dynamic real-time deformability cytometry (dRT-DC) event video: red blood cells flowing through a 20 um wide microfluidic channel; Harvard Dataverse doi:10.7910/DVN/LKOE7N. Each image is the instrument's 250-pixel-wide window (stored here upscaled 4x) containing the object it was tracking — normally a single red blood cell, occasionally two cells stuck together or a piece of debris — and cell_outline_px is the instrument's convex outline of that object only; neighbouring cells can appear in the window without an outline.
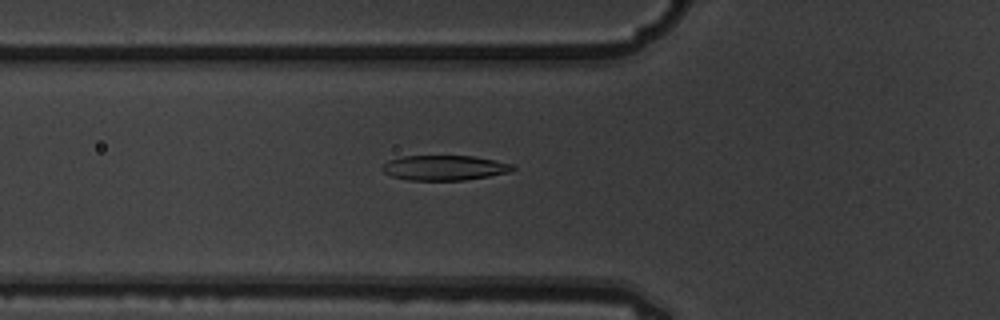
{"species": "common noctule bat (a hibernating species)", "species_latin": "Nyctalus noctula", "temperature_condition": "warm", "stored_images_in_passage": 6, "camera_frame_rate_fps": 3000, "um_per_image_px": 0.085, "animal": {"sex": "male", "body_mass_g": 19.5, "forearm_length_mm": 54.6}, "frame": {"image": 1, "passage_image": 6, "time_ms": 1.667, "image_size_px": [1000, 320], "cell_outline_px": [[516, 168], [508, 172], [488, 176], [464, 180], [408, 180], [392, 176], [384, 172], [380, 168], [388, 160], [400, 156], [472, 156], [512, 164]], "centroid_in_image_um": [37.72, 14.26], "position_along_channel_um": 88.1, "area_um2": 18.84}}